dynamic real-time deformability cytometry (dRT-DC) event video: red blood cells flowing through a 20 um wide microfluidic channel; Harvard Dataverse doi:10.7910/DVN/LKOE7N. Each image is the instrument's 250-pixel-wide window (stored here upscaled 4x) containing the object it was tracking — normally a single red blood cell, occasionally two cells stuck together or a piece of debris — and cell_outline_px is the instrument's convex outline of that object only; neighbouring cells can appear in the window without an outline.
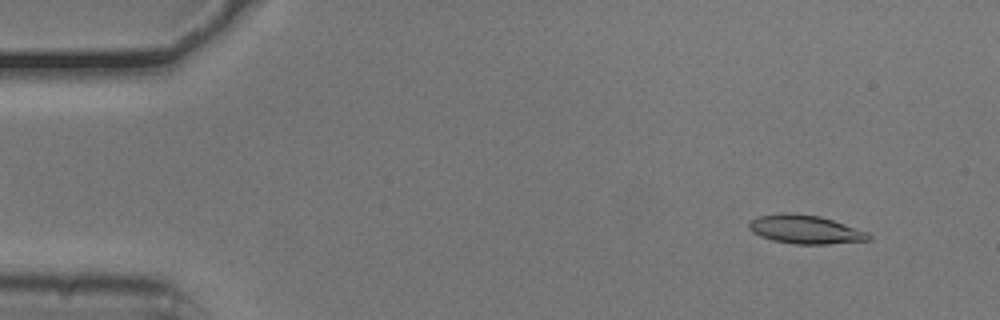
{"species": "common noctule bat (a hibernating species)", "species_latin": "Nyctalus noctula", "temperature_condition": "cold", "stored_images_in_passage": 53, "camera_frame_rate_fps": 3000, "um_per_image_px": 0.085, "animal": {"sex": "male", "body_mass_g": 20.5, "forearm_length_mm": 52.5}, "frame": {"image": 1, "passage_image": 5, "time_ms": 1.333, "image_size_px": [1000, 320], "cell_outline_px": [[872, 240], [828, 244], [796, 244], [772, 240], [760, 236], [752, 232], [748, 228], [748, 224], [756, 216], [780, 212], [792, 212], [820, 216], [868, 232], [872, 236]], "centroid_in_image_um": [68.43, 19.49], "position_along_channel_um": 16.6, "area_um2": 20.17}}
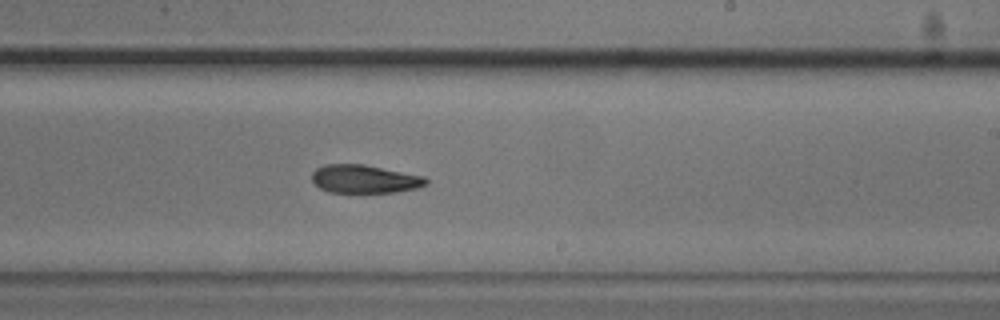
{"frame": {"image": 2, "passage_image": 32, "time_ms": 10.333, "image_size_px": [1000, 320], "cell_outline_px": [[428, 184], [416, 188], [396, 192], [328, 192], [320, 188], [312, 180], [312, 172], [316, 168], [324, 164], [364, 164], [424, 176], [428, 180]], "centroid_in_image_um": [30.98, 15.21], "position_along_channel_um": 258.0, "area_um2": 18.79}}
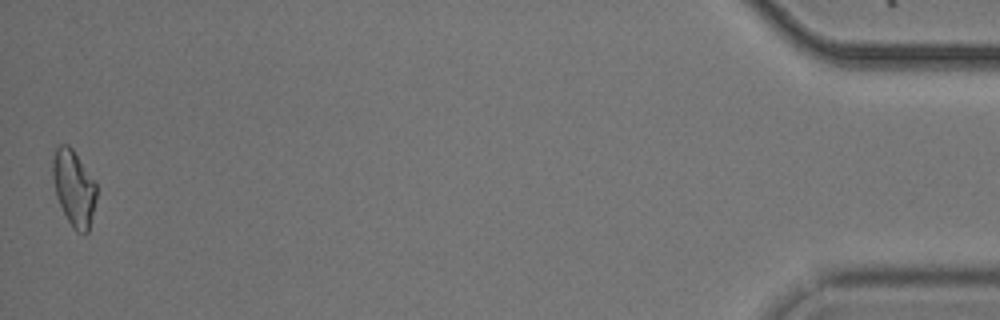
{"frame": {"image": 3, "passage_image": 53, "time_ms": 17.333, "image_size_px": [1000, 320], "cell_outline_px": [[96, 200], [88, 232], [84, 236], [76, 232], [72, 228], [56, 196], [52, 176], [52, 160], [56, 148], [60, 144], [68, 144], [72, 148], [96, 184]], "centroid_in_image_um": [6.27, 16.01], "position_along_channel_um": 428.9, "area_um2": 19.31}, "authors_computed_cell_mechanics": {"area_um2": 19.3052, "velocity_mm_per_s": 3.7751, "shape_relaxation_time_tau1_ms": 3.5742, "shape_relaxation_time_tau2_ms": null, "deformation_change_tau1": 0.1263, "deformation_change_tau2": null}}